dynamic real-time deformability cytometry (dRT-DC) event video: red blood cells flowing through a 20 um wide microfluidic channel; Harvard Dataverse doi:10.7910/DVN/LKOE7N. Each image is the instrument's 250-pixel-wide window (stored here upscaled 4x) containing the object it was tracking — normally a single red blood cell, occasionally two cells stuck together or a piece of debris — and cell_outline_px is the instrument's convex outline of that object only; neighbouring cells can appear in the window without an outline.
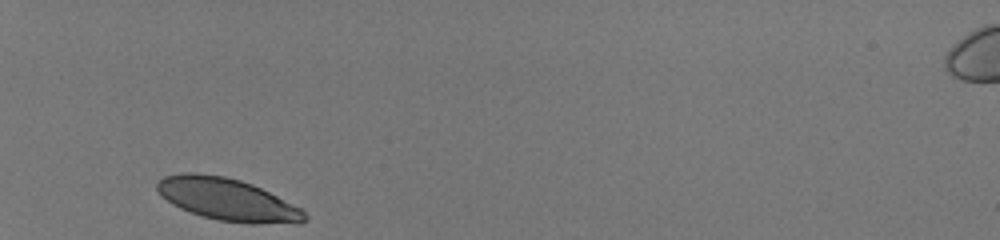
{"species": "human", "species_latin": "Homo sapiens", "temperature_condition": "room temperature", "stored_images_in_passage": 28, "camera_frame_rate_fps": 3000, "um_per_image_px": 0.085, "donor": {"sex": "male"}, "frame": {"image": 1, "passage_image": 1, "time_ms": 0.0, "image_size_px": [1000, 240], "cell_outline_px": [[308, 220], [252, 224], [220, 220], [204, 216], [180, 208], [172, 204], [156, 188], [156, 184], [164, 176], [180, 172], [196, 172], [224, 176], [240, 180], [252, 184], [300, 208], [308, 216]], "centroid_in_image_um": [19.27, 16.92], "position_along_channel_um": 65.7, "area_um2": 35.49}}
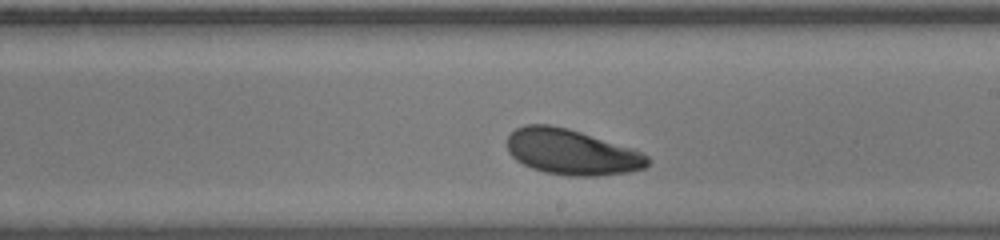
{"frame": {"image": 2, "passage_image": 16, "time_ms": 5.0, "image_size_px": [1000, 240], "cell_outline_px": [[652, 160], [644, 168], [628, 172], [596, 176], [572, 176], [544, 172], [532, 168], [516, 160], [508, 152], [508, 136], [516, 128], [524, 124], [548, 124], [568, 128], [632, 148], [648, 156]], "centroid_in_image_um": [48.59, 12.92], "position_along_channel_um": 240.4, "area_um2": 37.22}}
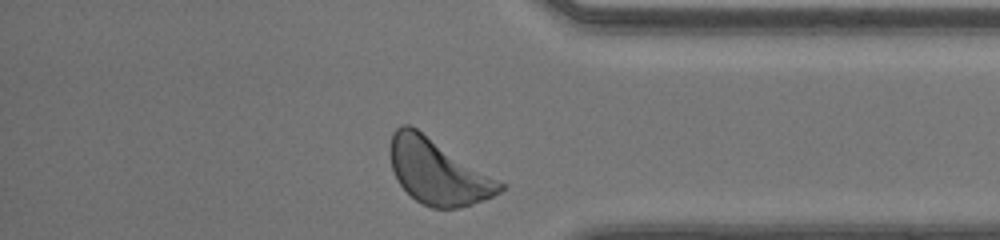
{"frame": {"image": 3, "passage_image": 28, "time_ms": 9.0, "image_size_px": [1000, 240], "cell_outline_px": [[508, 184], [500, 192], [492, 196], [472, 204], [460, 208], [432, 208], [416, 200], [396, 180], [392, 168], [388, 152], [388, 148], [392, 132], [400, 124], [408, 124], [416, 128]], "centroid_in_image_um": [37.21, 14.57], "position_along_channel_um": 398.0, "area_um2": 42.02}, "authors_computed_cell_mechanics": {"area_um2": 37.4833, "velocity_mm_per_s": 4.0262, "shape_relaxation_time_tau1_ms": 3.7152, "shape_relaxation_time_tau2_ms": null, "deformation_change_tau1": 0.1464, "deformation_change_tau2": null}}